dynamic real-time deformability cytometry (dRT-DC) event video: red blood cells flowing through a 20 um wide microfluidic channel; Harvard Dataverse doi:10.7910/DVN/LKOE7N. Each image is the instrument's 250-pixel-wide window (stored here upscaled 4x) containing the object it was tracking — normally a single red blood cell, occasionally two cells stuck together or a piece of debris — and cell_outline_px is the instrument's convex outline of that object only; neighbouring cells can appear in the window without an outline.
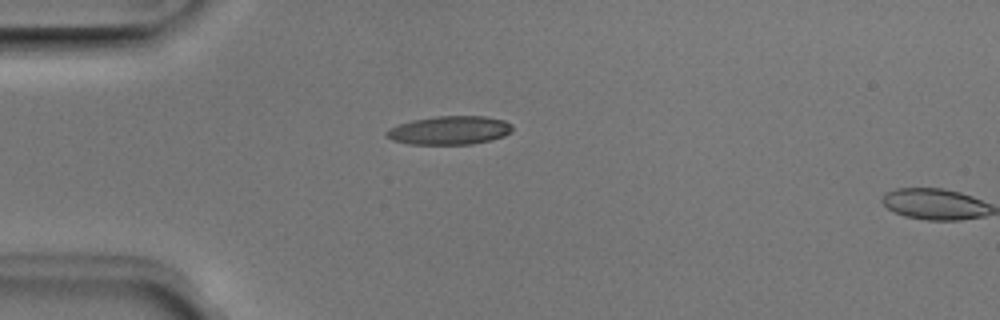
{"species": "Egyptian fruit bat (a non-hibernating species)", "species_latin": "Rousettus aegyptiacus", "temperature_condition": "room temperature", "stored_images_in_passage": 2, "camera_frame_rate_fps": 3000, "um_per_image_px": 0.085, "animal": {"sex": "male"}, "frame": {"image": 1, "passage_image": 1, "time_ms": 0.0, "image_size_px": [1000, 320], "cell_outline_px": [[512, 132], [504, 136], [472, 144], [408, 144], [392, 140], [384, 132], [400, 124], [412, 120], [436, 116], [484, 116], [504, 120], [512, 124]], "centroid_in_image_um": [38.24, 11.07], "position_along_channel_um": 46.8, "area_um2": 20.81}}